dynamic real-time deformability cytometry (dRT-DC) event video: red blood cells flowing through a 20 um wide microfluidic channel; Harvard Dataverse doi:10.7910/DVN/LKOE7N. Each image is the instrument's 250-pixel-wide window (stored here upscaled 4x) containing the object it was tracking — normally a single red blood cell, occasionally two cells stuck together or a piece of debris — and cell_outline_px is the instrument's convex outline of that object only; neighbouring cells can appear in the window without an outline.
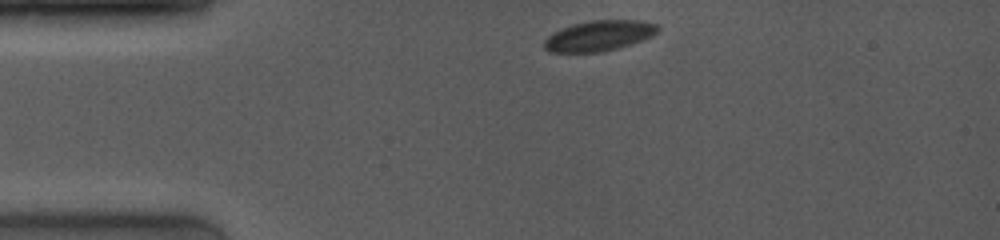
{"species": "common noctule bat (a hibernating species)", "species_latin": "Nyctalus noctula", "temperature_condition": "room temperature", "stored_images_in_passage": 6, "camera_frame_rate_fps": 4000, "um_per_image_px": 0.085, "animal": {"sex": "female", "body_mass_g": 19.0, "forearm_length_mm": 53.3}, "frame": {"image": 1, "passage_image": 1, "time_ms": 0.0, "image_size_px": [1000, 240], "cell_outline_px": [[660, 28], [652, 36], [616, 48], [600, 52], [548, 52], [544, 48], [544, 40], [552, 32], [572, 24], [592, 20], [640, 20], [656, 24]], "centroid_in_image_um": [50.87, 3.03], "position_along_channel_um": 34.1, "area_um2": 20.0}}